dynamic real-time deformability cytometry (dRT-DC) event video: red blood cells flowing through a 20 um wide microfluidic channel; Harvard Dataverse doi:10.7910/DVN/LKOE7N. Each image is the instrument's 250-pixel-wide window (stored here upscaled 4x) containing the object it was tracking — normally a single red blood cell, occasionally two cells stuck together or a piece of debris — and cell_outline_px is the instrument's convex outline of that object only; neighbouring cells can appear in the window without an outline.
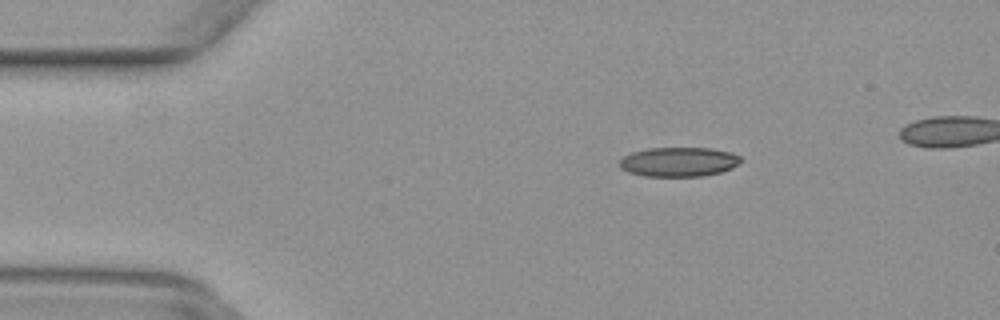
{"species": "common noctule bat (a hibernating species)", "species_latin": "Nyctalus noctula", "temperature_condition": "warm", "stored_images_in_passage": 47, "camera_frame_rate_fps": 3000, "um_per_image_px": 0.085, "animal": {"sex": "female", "body_mass_g": 29.2, "forearm_length_mm": 56.3}, "frame": {"image": 1, "passage_image": 9, "time_ms": 2.667, "image_size_px": [1000, 320], "cell_outline_px": [[740, 160], [732, 168], [720, 172], [704, 176], [644, 176], [628, 172], [620, 168], [620, 160], [624, 156], [632, 152], [648, 148], [712, 148], [728, 152], [740, 156]], "centroid_in_image_um": [57.66, 13.76], "position_along_channel_um": 27.3, "area_um2": 20.63}}
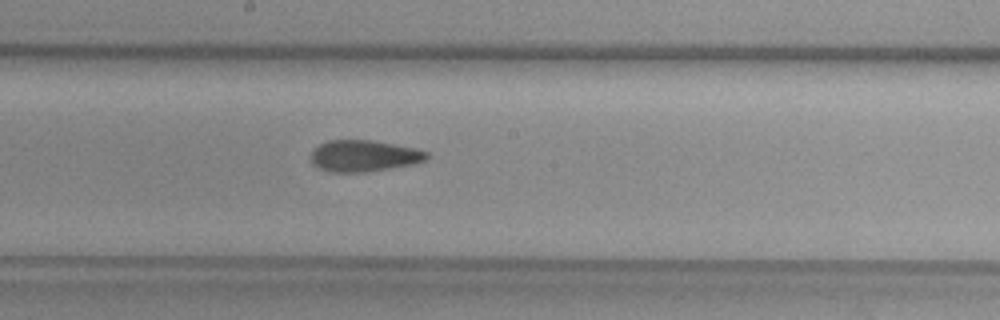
{"frame": {"image": 2, "passage_image": 27, "time_ms": 8.667, "image_size_px": [1000, 320], "cell_outline_px": [[428, 156], [424, 160], [412, 164], [364, 172], [332, 172], [320, 168], [312, 164], [312, 152], [320, 144], [328, 140], [372, 140], [416, 148], [428, 152]], "centroid_in_image_um": [30.93, 13.24], "position_along_channel_um": 217.3, "area_um2": 20.92}}
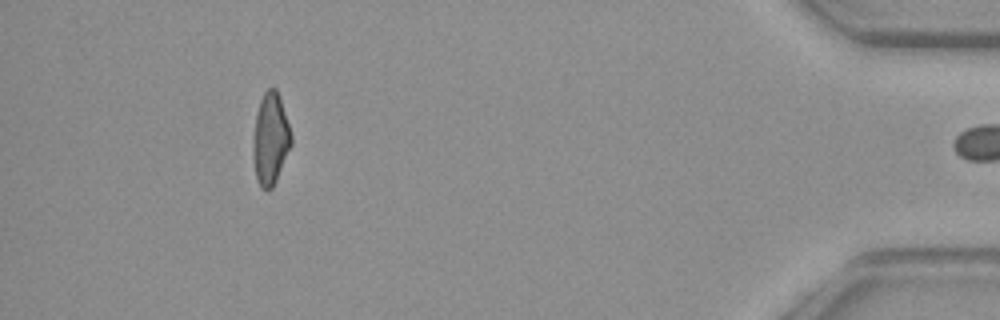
{"frame": {"image": 3, "passage_image": 46, "time_ms": 15.0, "image_size_px": [1000, 320], "cell_outline_px": [[292, 144], [276, 180], [272, 188], [268, 192], [260, 188], [256, 180], [252, 160], [252, 144], [256, 116], [260, 100], [264, 92], [268, 88], [276, 88], [280, 96], [292, 136]], "centroid_in_image_um": [22.97, 11.85], "position_along_channel_um": 412.2, "area_um2": 20.69}}